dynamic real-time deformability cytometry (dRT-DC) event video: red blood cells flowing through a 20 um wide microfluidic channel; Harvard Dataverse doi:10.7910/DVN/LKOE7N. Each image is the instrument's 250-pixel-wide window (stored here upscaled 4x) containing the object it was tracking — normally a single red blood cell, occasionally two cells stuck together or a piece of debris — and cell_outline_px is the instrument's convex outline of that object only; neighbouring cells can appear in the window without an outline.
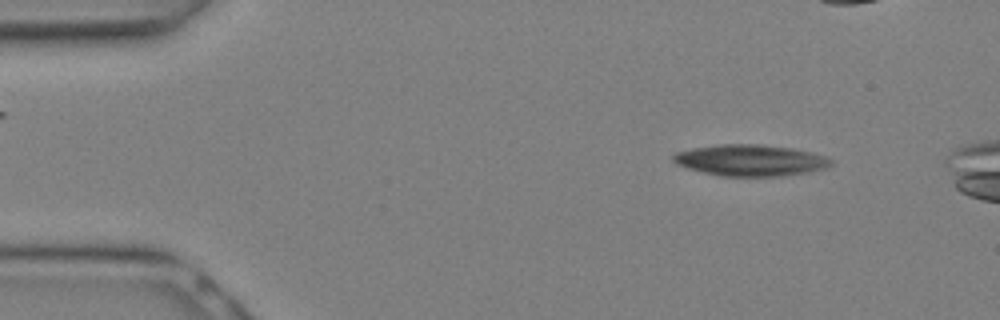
{"species": "Egyptian fruit bat (a non-hibernating species)", "species_latin": "Rousettus aegyptiacus", "temperature_condition": "warm", "stored_images_in_passage": 7, "camera_frame_rate_fps": 3000, "um_per_image_px": 0.085, "animal": {"sex": "female"}, "frame": {"image": 1, "passage_image": 3, "time_ms": 0.667, "image_size_px": [1000, 320], "cell_outline_px": [[832, 164], [828, 168], [780, 176], [720, 176], [688, 168], [676, 164], [672, 160], [672, 156], [676, 152], [692, 148], [720, 144], [760, 144], [792, 148], [812, 152], [828, 156], [832, 160]], "centroid_in_image_um": [63.8, 13.62], "position_along_channel_um": 21.2, "area_um2": 28.84}}